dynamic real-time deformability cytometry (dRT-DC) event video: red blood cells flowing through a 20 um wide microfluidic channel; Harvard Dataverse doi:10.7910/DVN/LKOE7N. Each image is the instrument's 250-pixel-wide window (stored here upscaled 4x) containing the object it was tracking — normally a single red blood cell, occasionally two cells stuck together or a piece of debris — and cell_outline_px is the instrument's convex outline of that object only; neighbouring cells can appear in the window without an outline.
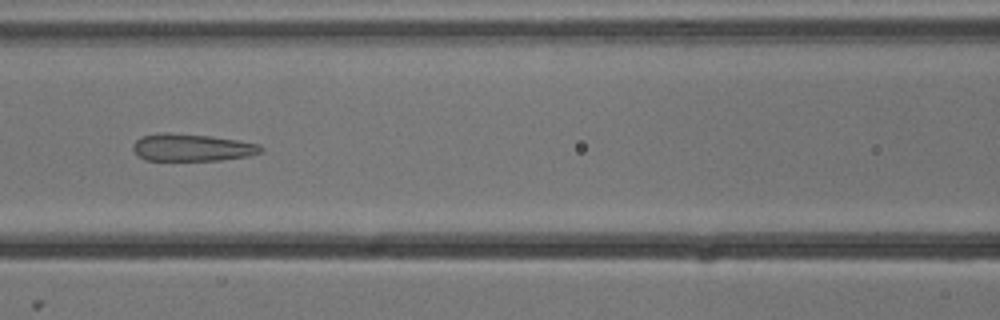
{"species": "common noctule bat (a hibernating species)", "species_latin": "Nyctalus noctula", "temperature_condition": "cold", "stored_images_in_passage": 8, "camera_frame_rate_fps": 3000, "um_per_image_px": 0.085, "animal": {"sex": "male", "body_mass_g": 13.3}, "frame": {"image": 1, "passage_image": 5, "time_ms": 1.333, "image_size_px": [1000, 320], "cell_outline_px": [[264, 148], [260, 152], [248, 156], [220, 160], [144, 160], [136, 156], [132, 148], [132, 144], [136, 140], [144, 136], [156, 132], [164, 132], [212, 136], [260, 144]], "centroid_in_image_um": [16.26, 12.53], "position_along_channel_um": 150.3, "area_um2": 20.46}}
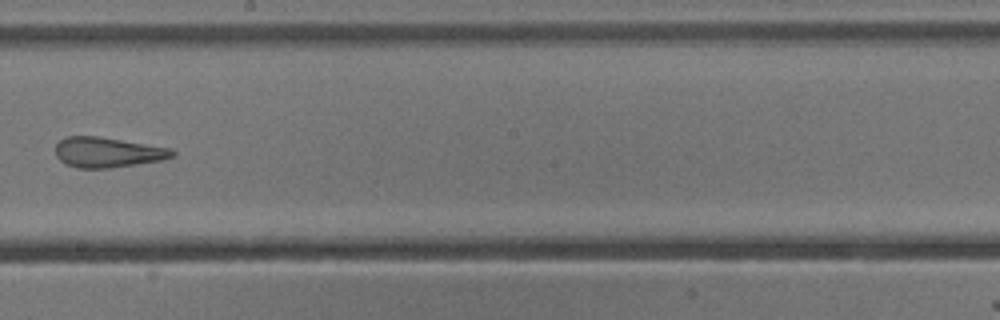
{"frame": {"image": 2, "passage_image": 7, "time_ms": 2.0, "image_size_px": [1000, 320], "cell_outline_px": [[176, 156], [164, 160], [108, 168], [76, 168], [64, 164], [56, 156], [56, 144], [60, 140], [68, 136], [96, 136], [172, 148], [176, 152]], "centroid_in_image_um": [9.17, 12.95], "position_along_channel_um": 239.0, "area_um2": 20.63}}
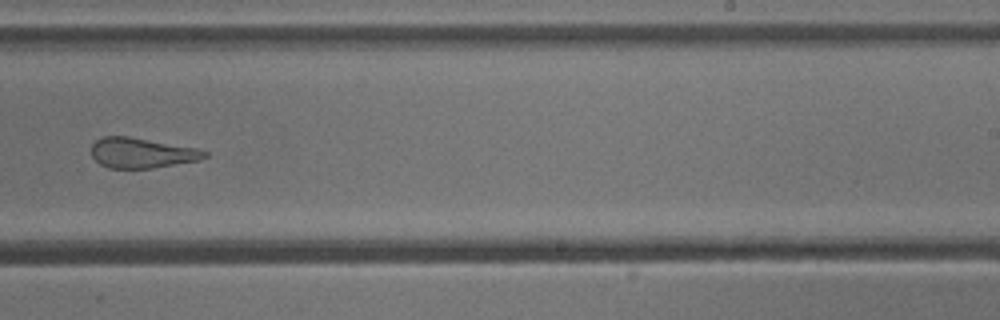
{"frame": {"image": 3, "passage_image": 8, "time_ms": 2.333, "image_size_px": [1000, 320], "cell_outline_px": [[208, 156], [200, 160], [152, 168], [108, 168], [100, 164], [92, 156], [92, 144], [96, 140], [104, 136], [128, 136], [196, 148], [208, 152]], "centroid_in_image_um": [12.05, 13.0], "position_along_channel_um": 277.0, "area_um2": 19.83}}